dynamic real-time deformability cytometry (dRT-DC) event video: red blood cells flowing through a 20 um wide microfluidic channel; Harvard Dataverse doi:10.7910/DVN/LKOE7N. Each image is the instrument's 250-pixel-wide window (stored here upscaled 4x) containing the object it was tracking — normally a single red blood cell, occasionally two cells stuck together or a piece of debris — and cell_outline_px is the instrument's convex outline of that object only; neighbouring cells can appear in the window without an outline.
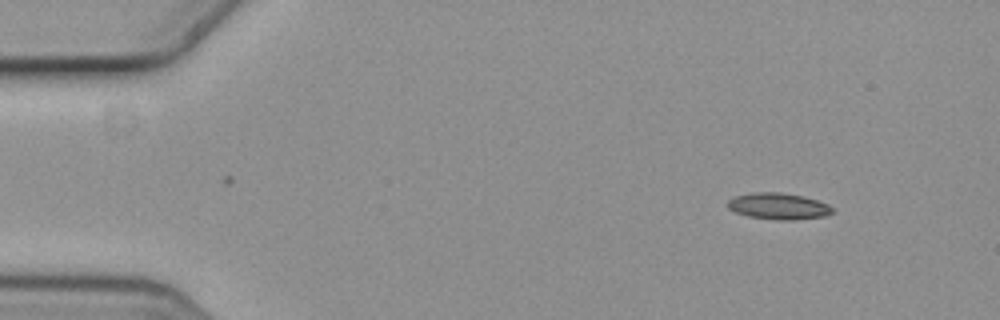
{"species": "common noctule bat (a hibernating species)", "species_latin": "Nyctalus noctula", "temperature_condition": "cold", "stored_images_in_passage": 4, "camera_frame_rate_fps": 3000, "um_per_image_px": 0.085, "animal": {"sex": "female", "body_mass_g": 19.3, "forearm_length_mm": 54.1}, "frame": {"image": 1, "passage_image": 1, "time_ms": 0.0, "image_size_px": [1000, 320], "cell_outline_px": [[832, 212], [824, 216], [792, 220], [776, 220], [748, 216], [736, 212], [728, 208], [724, 204], [728, 200], [736, 196], [756, 192], [776, 192], [800, 196], [816, 200], [828, 204], [832, 208]], "centroid_in_image_um": [66.11, 17.53], "position_along_channel_um": 18.9, "area_um2": 15.9}}
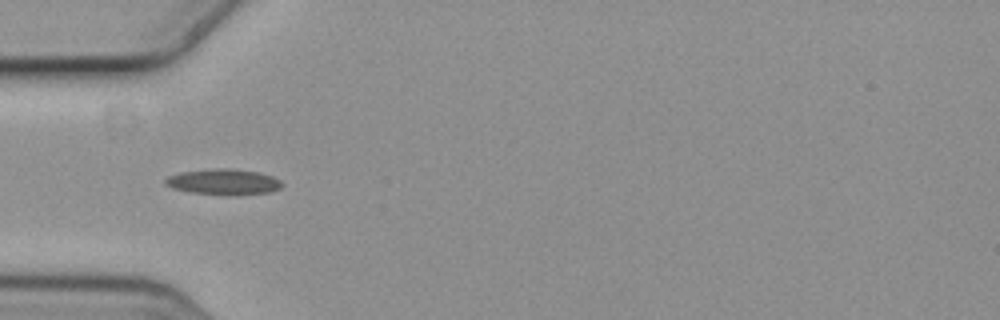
{"frame": {"image": 2, "passage_image": 4, "time_ms": 1.0, "image_size_px": [1000, 320], "cell_outline_px": [[284, 184], [280, 188], [272, 192], [228, 196], [224, 196], [188, 192], [172, 188], [164, 184], [164, 180], [168, 176], [180, 172], [212, 168], [232, 168], [256, 172], [272, 176], [280, 180]], "centroid_in_image_um": [18.98, 15.47], "position_along_channel_um": 66.0, "area_um2": 17.92}}